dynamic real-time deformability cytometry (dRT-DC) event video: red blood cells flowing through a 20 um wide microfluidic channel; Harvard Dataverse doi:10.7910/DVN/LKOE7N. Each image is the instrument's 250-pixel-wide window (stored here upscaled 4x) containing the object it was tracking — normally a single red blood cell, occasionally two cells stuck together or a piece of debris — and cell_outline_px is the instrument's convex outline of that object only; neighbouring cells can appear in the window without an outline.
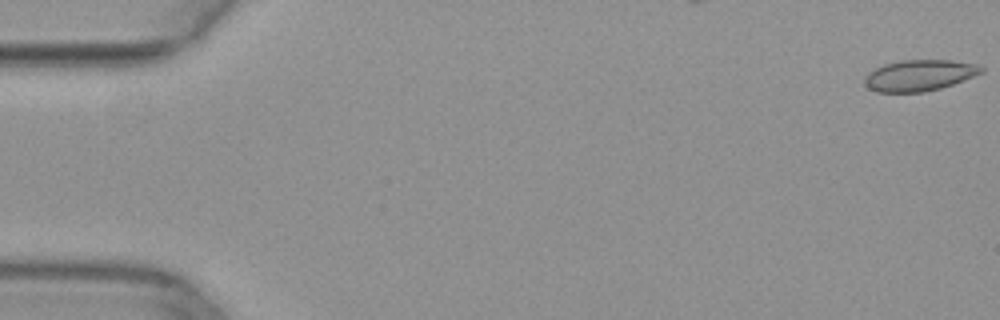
{"species": "common noctule bat (a hibernating species)", "species_latin": "Nyctalus noctula", "temperature_condition": "warm", "stored_images_in_passage": 10, "camera_frame_rate_fps": 3000, "um_per_image_px": 0.085, "animal": {"sex": "female", "body_mass_g": 29.2, "forearm_length_mm": 56.3}, "frame": {"image": 1, "passage_image": 1, "time_ms": 0.0, "image_size_px": [1000, 320], "cell_outline_px": [[984, 72], [952, 84], [940, 88], [924, 92], [876, 92], [868, 88], [864, 84], [864, 76], [868, 72], [884, 64], [900, 60], [952, 60], [976, 64], [984, 68]], "centroid_in_image_um": [78.12, 6.4], "position_along_channel_um": 6.9, "area_um2": 21.21}}